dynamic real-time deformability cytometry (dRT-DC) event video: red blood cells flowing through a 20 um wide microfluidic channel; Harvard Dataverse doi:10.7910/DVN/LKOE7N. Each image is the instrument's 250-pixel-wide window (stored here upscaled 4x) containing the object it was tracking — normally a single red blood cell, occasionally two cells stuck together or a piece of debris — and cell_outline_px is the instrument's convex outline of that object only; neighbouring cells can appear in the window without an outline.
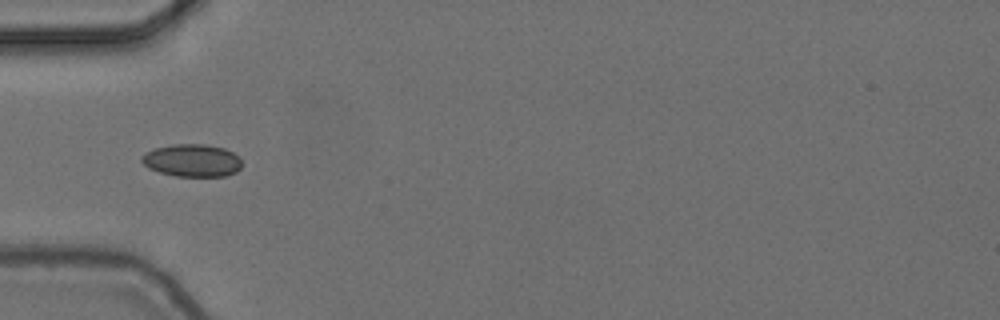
{"species": "common noctule bat (a hibernating species)", "species_latin": "Nyctalus noctula", "temperature_condition": "cold", "stored_images_in_passage": 6, "camera_frame_rate_fps": 3000, "um_per_image_px": 0.085, "animal": {"sex": "female", "body_mass_g": 24.6, "forearm_length_mm": 56.2}, "frame": {"image": 1, "passage_image": 1, "time_ms": 0.0, "image_size_px": [1000, 320], "cell_outline_px": [[244, 164], [236, 172], [224, 176], [176, 176], [160, 172], [148, 168], [140, 160], [140, 156], [144, 152], [156, 148], [172, 144], [204, 144], [224, 148], [240, 156]], "centroid_in_image_um": [16.34, 13.63], "position_along_channel_um": 68.7, "area_um2": 19.25}}
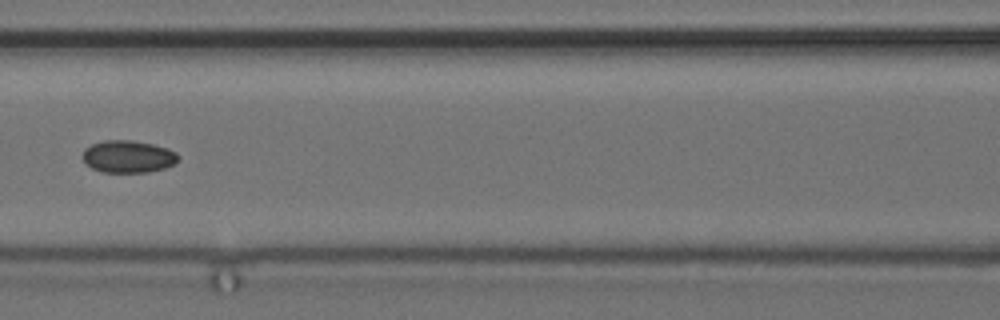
{"frame": {"image": 2, "passage_image": 3, "time_ms": 0.667, "image_size_px": [1000, 320], "cell_outline_px": [[180, 156], [176, 164], [164, 168], [148, 172], [100, 172], [92, 168], [80, 156], [84, 148], [92, 144], [104, 140], [132, 140], [152, 144], [168, 148], [176, 152]], "centroid_in_image_um": [10.89, 13.3], "position_along_channel_um": 155.7, "area_um2": 18.21}}
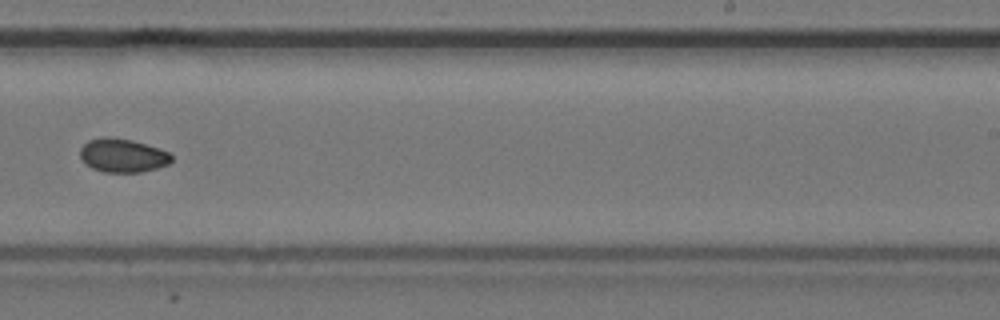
{"frame": {"image": 3, "passage_image": 6, "time_ms": 1.667, "image_size_px": [1000, 320], "cell_outline_px": [[172, 160], [168, 164], [156, 168], [140, 172], [104, 172], [92, 168], [80, 156], [80, 148], [88, 140], [104, 136], [108, 136], [132, 140], [160, 148], [172, 152]], "centroid_in_image_um": [10.46, 13.2], "position_along_channel_um": 278.5, "area_um2": 17.98}}